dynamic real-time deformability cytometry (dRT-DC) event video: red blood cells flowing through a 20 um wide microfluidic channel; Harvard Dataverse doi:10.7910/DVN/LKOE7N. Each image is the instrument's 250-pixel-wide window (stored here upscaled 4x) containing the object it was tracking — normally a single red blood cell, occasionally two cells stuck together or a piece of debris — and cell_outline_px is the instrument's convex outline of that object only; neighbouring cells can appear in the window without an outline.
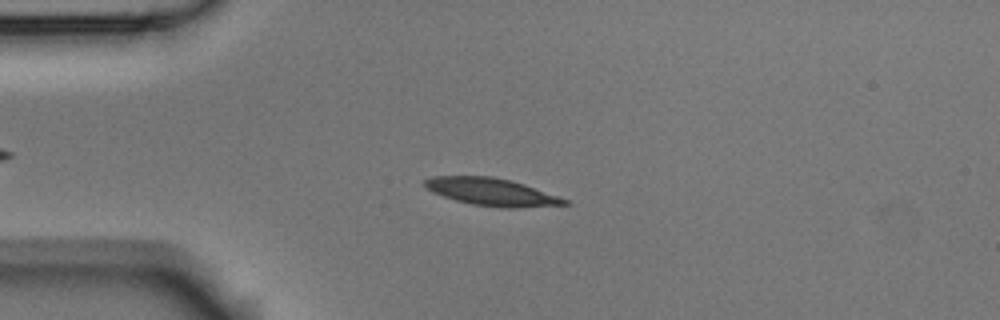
{"species": "Egyptian fruit bat (a non-hibernating species)", "species_latin": "Rousettus aegyptiacus", "temperature_condition": "room temperature", "stored_images_in_passage": 9, "camera_frame_rate_fps": 3000, "um_per_image_px": 0.085, "animal": {"sex": "male"}, "frame": {"image": 1, "passage_image": 2, "time_ms": 0.333, "image_size_px": [1000, 320], "cell_outline_px": [[568, 204], [520, 208], [500, 208], [472, 204], [456, 200], [432, 192], [424, 184], [424, 180], [432, 176], [492, 176], [524, 184], [568, 200]], "centroid_in_image_um": [41.77, 16.32], "position_along_channel_um": 43.2, "area_um2": 22.14}}
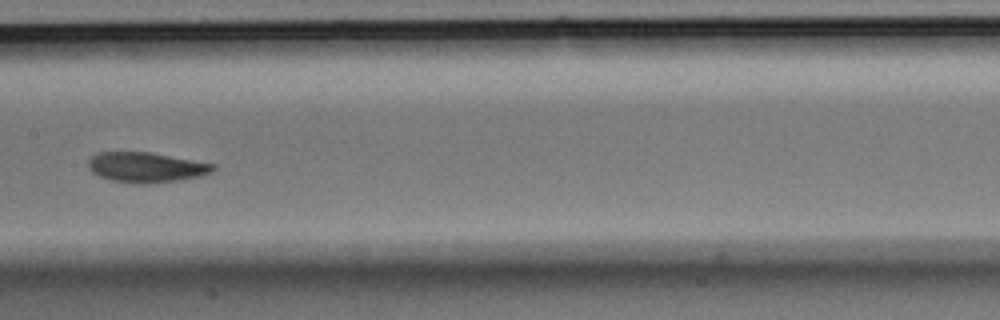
{"frame": {"image": 2, "passage_image": 6, "time_ms": 1.667, "image_size_px": [1000, 320], "cell_outline_px": [[216, 168], [212, 172], [200, 176], [180, 180], [148, 184], [136, 184], [112, 180], [100, 176], [92, 172], [88, 168], [88, 160], [96, 152], [152, 152], [216, 164]], "centroid_in_image_um": [12.44, 14.22], "position_along_channel_um": 195.0, "area_um2": 22.14}}
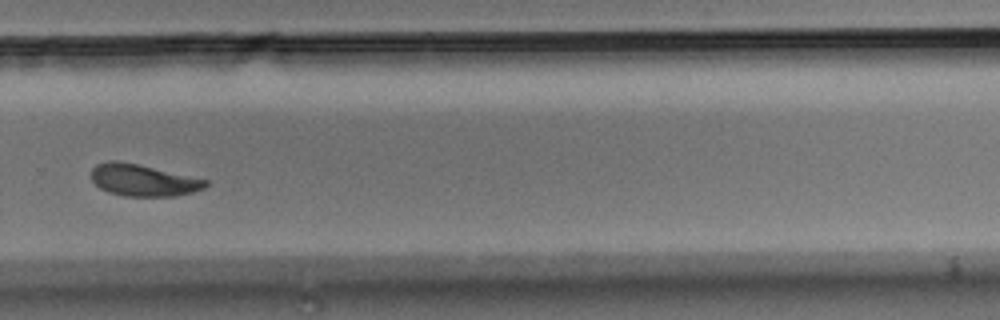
{"frame": {"image": 3, "passage_image": 9, "time_ms": 2.667, "image_size_px": [1000, 320], "cell_outline_px": [[208, 184], [204, 188], [192, 192], [176, 196], [124, 196], [108, 192], [100, 188], [92, 180], [92, 168], [96, 164], [108, 160], [120, 160], [140, 164], [208, 180]], "centroid_in_image_um": [12.15, 15.3], "position_along_channel_um": 317.6, "area_um2": 21.33}}